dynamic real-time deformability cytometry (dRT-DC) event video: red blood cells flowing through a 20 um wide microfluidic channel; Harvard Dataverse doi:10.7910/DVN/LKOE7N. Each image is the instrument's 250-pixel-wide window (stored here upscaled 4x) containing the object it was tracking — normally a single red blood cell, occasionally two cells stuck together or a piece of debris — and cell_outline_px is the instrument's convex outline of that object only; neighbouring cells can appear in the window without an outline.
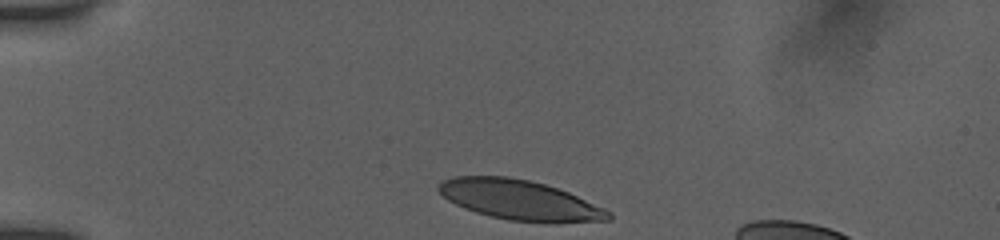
{"species": "human", "species_latin": "Homo sapiens", "temperature_condition": "room temperature", "stored_images_in_passage": 34, "camera_frame_rate_fps": 3000, "um_per_image_px": 0.085, "donor": {"sex": "female"}, "frame": {"image": 1, "passage_image": 1, "time_ms": 0.0, "image_size_px": [1000, 240], "cell_outline_px": [[612, 220], [552, 224], [548, 224], [508, 220], [476, 212], [464, 208], [448, 200], [436, 188], [440, 180], [452, 176], [508, 176], [528, 180], [544, 184], [568, 192], [604, 208], [612, 212]], "centroid_in_image_um": [44.19, 17.02], "position_along_channel_um": 40.8, "area_um2": 39.94}}
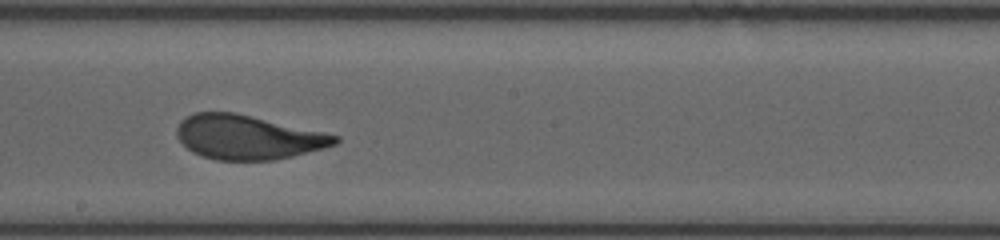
{"frame": {"image": 2, "passage_image": 19, "time_ms": 6.0, "image_size_px": [1000, 240], "cell_outline_px": [[340, 140], [336, 144], [324, 148], [276, 160], [216, 160], [192, 152], [176, 136], [176, 128], [180, 120], [184, 116], [196, 112], [236, 112], [324, 132], [340, 136]], "centroid_in_image_um": [21.05, 11.65], "position_along_channel_um": 227.1, "area_um2": 40.92}}
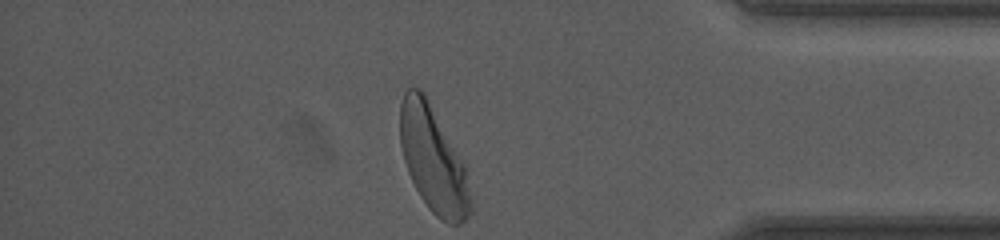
{"frame": {"image": 3, "passage_image": 34, "time_ms": 11.0, "image_size_px": [1000, 240], "cell_outline_px": [[472, 208], [468, 216], [460, 224], [448, 224], [440, 220], [428, 208], [420, 196], [408, 172], [404, 160], [400, 144], [400, 104], [404, 92], [408, 88], [420, 88], [424, 92], [464, 164], [472, 200]], "centroid_in_image_um": [36.81, 13.58], "position_along_channel_um": 398.4, "area_um2": 43.29}, "authors_computed_cell_mechanics": {"area_um2": 41.3559, "velocity_mm_per_s": 3.8821, "shape_relaxation_time_tau1_ms": 2.9837, "shape_relaxation_time_tau2_ms": null, "deformation_change_tau1": 0.1722, "deformation_change_tau2": null}}